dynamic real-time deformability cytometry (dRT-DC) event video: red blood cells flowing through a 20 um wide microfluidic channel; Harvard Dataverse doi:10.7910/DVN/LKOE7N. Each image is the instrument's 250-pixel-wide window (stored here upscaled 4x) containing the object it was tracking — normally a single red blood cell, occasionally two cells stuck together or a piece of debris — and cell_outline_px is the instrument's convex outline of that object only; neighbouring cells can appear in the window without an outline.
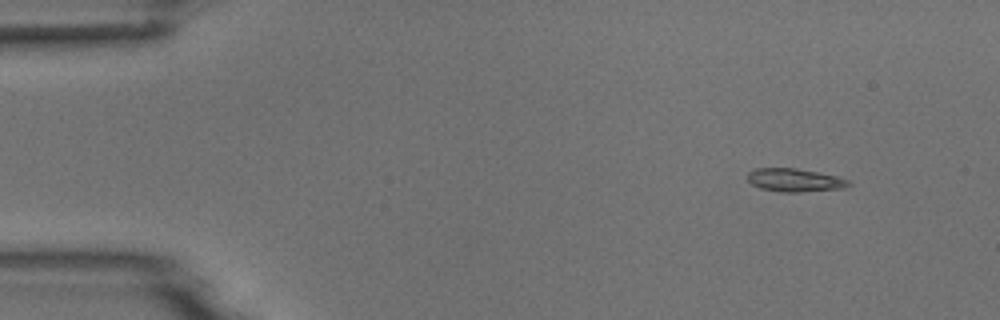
{"species": "common noctule bat (a hibernating species)", "species_latin": "Nyctalus noctula", "temperature_condition": "room temperature", "stored_images_in_passage": 4, "camera_frame_rate_fps": 3000, "um_per_image_px": 0.085, "animal": {"sex": "male", "body_mass_g": 18.8}, "frame": {"image": 1, "passage_image": 1, "time_ms": 0.0, "image_size_px": [1000, 320], "cell_outline_px": [[852, 184], [844, 188], [800, 192], [780, 192], [760, 188], [752, 184], [748, 180], [748, 172], [756, 168], [796, 168], [836, 176], [848, 180]], "centroid_in_image_um": [67.54, 15.31], "position_along_channel_um": 17.5, "area_um2": 13.58}}
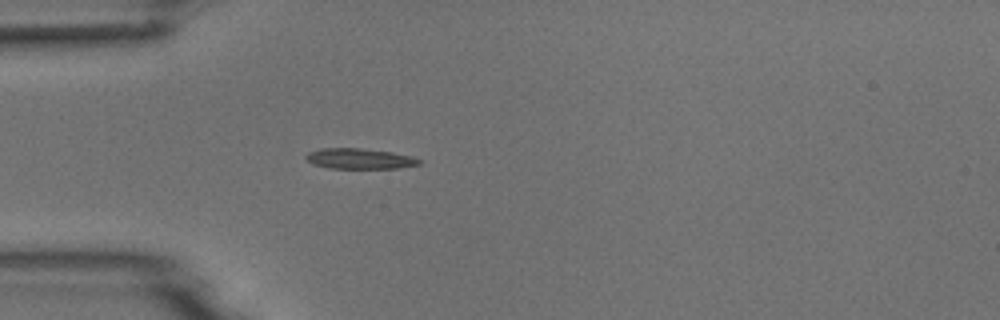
{"frame": {"image": 2, "passage_image": 4, "time_ms": 3.333, "image_size_px": [1000, 320], "cell_outline_px": [[424, 160], [420, 164], [396, 168], [328, 168], [312, 164], [304, 160], [304, 156], [308, 152], [320, 148], [360, 148], [392, 152], [412, 156]], "centroid_in_image_um": [30.53, 13.48], "position_along_channel_um": 54.5, "area_um2": 13.7}}